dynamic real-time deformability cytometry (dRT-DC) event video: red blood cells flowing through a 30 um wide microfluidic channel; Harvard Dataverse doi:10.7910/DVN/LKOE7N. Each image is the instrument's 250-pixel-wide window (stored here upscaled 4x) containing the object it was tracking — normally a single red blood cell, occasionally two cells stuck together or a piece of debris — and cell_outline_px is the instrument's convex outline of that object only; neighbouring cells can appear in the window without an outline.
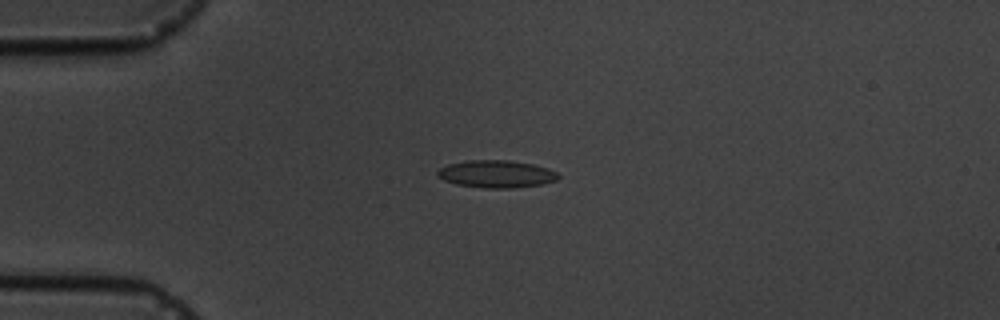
{"species": "common noctule bat (a hibernating species)", "species_latin": "Nyctalus noctula", "temperature_condition": "cold", "stored_images_in_passage": 7, "camera_frame_rate_fps": 3000, "um_per_image_px": 0.085, "animal": {"sex": "male", "body_mass_g": 19.5, "forearm_length_mm": 54.6}, "frame": {"image": 1, "passage_image": 5, "time_ms": 4.333, "image_size_px": [1000, 320], "cell_outline_px": [[560, 176], [556, 180], [540, 184], [512, 188], [484, 188], [456, 184], [444, 180], [436, 172], [440, 168], [448, 164], [468, 160], [508, 160], [532, 164], [548, 168], [556, 172]], "centroid_in_image_um": [42.19, 14.78], "position_along_channel_um": 42.8, "area_um2": 19.13}}
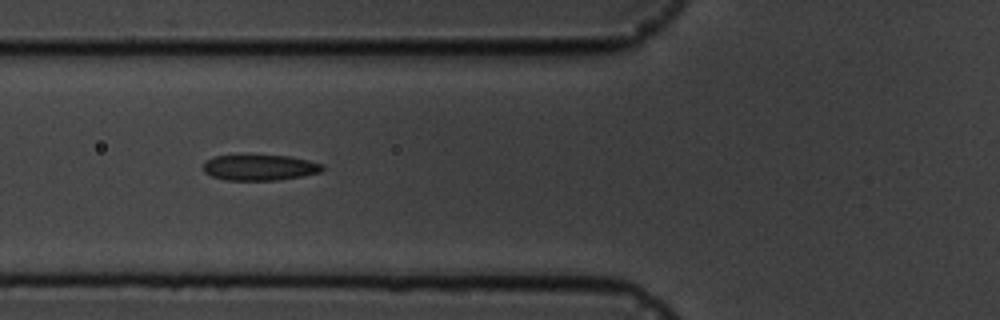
{"frame": {"image": 2, "passage_image": 7, "time_ms": 6.667, "image_size_px": [1000, 320], "cell_outline_px": [[324, 168], [320, 172], [304, 176], [276, 180], [228, 180], [212, 176], [204, 172], [204, 164], [208, 160], [216, 156], [292, 156], [324, 164]], "centroid_in_image_um": [22.14, 14.25], "position_along_channel_um": 103.7, "area_um2": 17.63}}